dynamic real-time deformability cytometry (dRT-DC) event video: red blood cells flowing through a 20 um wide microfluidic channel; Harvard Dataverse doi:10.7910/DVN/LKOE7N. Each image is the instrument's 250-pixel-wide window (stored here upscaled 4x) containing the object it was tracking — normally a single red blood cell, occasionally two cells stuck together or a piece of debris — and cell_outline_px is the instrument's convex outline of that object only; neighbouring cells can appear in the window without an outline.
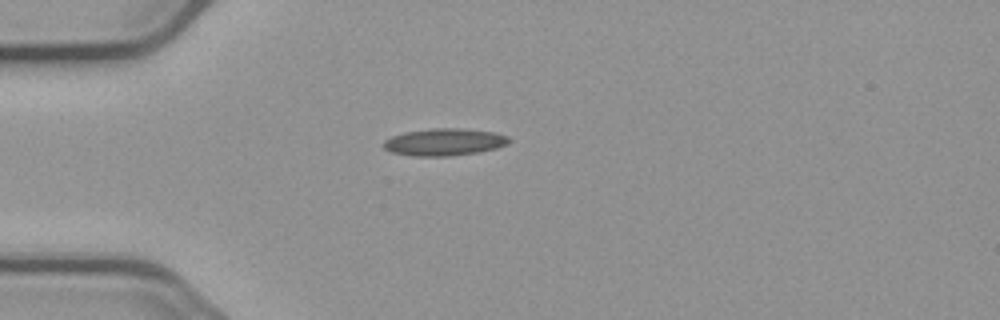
{"species": "common noctule bat (a hibernating species)", "species_latin": "Nyctalus noctula", "temperature_condition": "cold", "stored_images_in_passage": 4, "camera_frame_rate_fps": 3000, "um_per_image_px": 0.085, "animal": {"sex": "male", "body_mass_g": 23.1, "forearm_length_mm": 52.7}, "frame": {"image": 1, "passage_image": 4, "time_ms": 4.667, "image_size_px": [1000, 320], "cell_outline_px": [[512, 140], [508, 144], [496, 148], [476, 152], [448, 156], [412, 156], [392, 152], [384, 148], [384, 140], [392, 136], [404, 132], [436, 128], [456, 128], [496, 132], [508, 136]], "centroid_in_image_um": [37.79, 12.07], "position_along_channel_um": 47.2, "area_um2": 19.77}}